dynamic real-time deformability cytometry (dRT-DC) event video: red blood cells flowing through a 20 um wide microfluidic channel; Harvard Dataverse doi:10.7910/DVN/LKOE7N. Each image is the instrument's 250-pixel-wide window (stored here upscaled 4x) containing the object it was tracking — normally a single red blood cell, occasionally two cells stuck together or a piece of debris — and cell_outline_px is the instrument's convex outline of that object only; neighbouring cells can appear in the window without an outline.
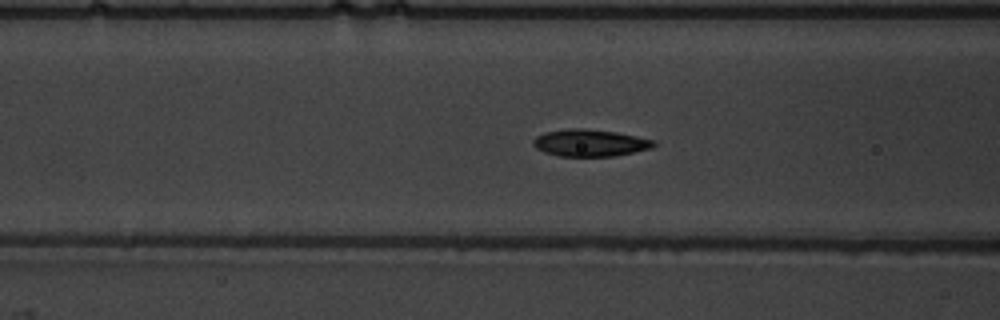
{"species": "common noctule bat (a hibernating species)", "species_latin": "Nyctalus noctula", "temperature_condition": "warm", "stored_images_in_passage": 51, "camera_frame_rate_fps": 3000, "um_per_image_px": 0.085, "animal": {"sex": "male", "body_mass_g": 19.5, "forearm_length_mm": 54.6}, "frame": {"image": 1, "passage_image": 19, "time_ms": 6.0, "image_size_px": [1000, 320], "cell_outline_px": [[656, 144], [652, 148], [612, 156], [560, 156], [544, 152], [536, 148], [532, 144], [532, 140], [536, 136], [544, 132], [572, 128], [580, 128], [616, 132], [656, 140]], "centroid_in_image_um": [50.13, 12.14], "position_along_channel_um": 116.5, "area_um2": 18.9}}
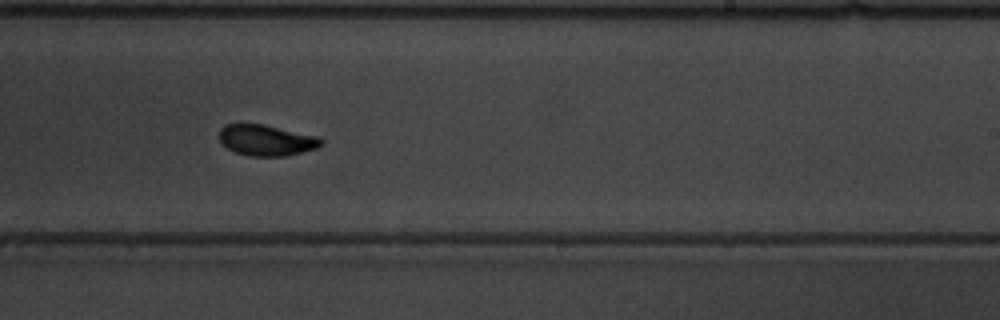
{"frame": {"image": 2, "passage_image": 31, "time_ms": 10.0, "image_size_px": [1000, 320], "cell_outline_px": [[324, 144], [316, 148], [288, 156], [248, 156], [236, 152], [220, 144], [220, 128], [224, 124], [264, 124], [320, 136], [324, 140]], "centroid_in_image_um": [22.68, 11.91], "position_along_channel_um": 266.3, "area_um2": 18.67}}
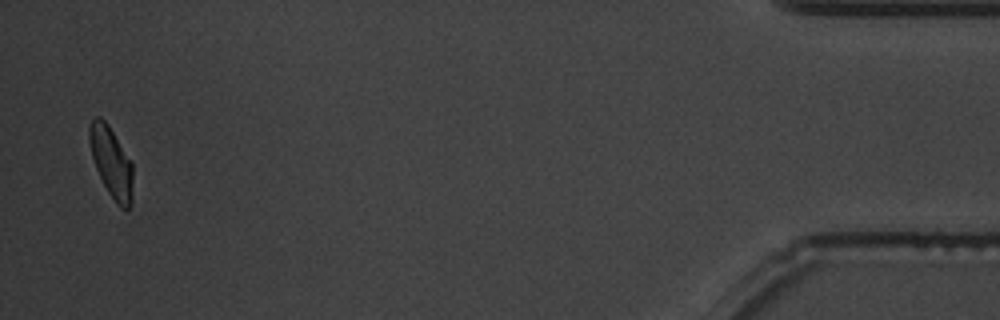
{"frame": {"image": 3, "passage_image": 50, "time_ms": 16.333, "image_size_px": [1000, 320], "cell_outline_px": [[132, 204], [128, 208], [120, 208], [116, 204], [108, 192], [96, 168], [92, 156], [88, 140], [88, 128], [92, 120], [96, 116], [100, 116], [108, 124], [132, 164]], "centroid_in_image_um": [9.44, 13.79], "position_along_channel_um": 425.8, "area_um2": 17.69}, "authors_computed_cell_mechanics": {"area_um2": 18.5538, "velocity_mm_per_s": 3.7614, "shape_relaxation_time_tau1_ms": 3.3236, "shape_relaxation_time_tau2_ms": 1.1008, "deformation_change_tau1": 0.1629, "deformation_change_tau2": 0.0553}}